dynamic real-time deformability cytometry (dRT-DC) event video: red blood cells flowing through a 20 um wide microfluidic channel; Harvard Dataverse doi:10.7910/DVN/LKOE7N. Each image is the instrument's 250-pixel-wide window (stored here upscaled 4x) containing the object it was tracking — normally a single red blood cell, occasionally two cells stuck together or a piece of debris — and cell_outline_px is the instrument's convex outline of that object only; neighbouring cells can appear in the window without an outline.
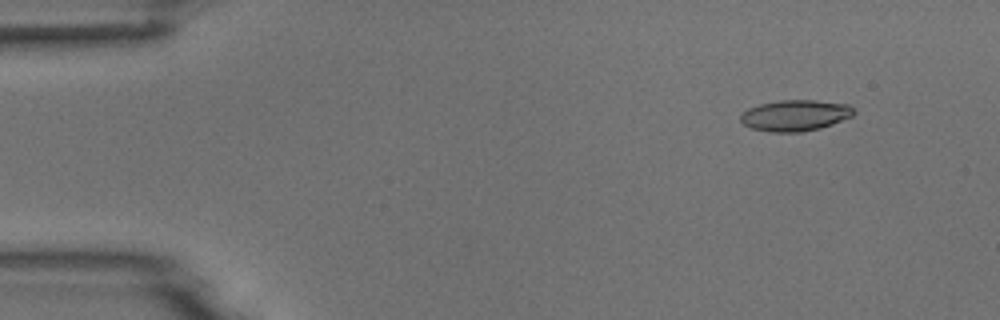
{"species": "common noctule bat (a hibernating species)", "species_latin": "Nyctalus noctula", "temperature_condition": "room temperature", "stored_images_in_passage": 11, "camera_frame_rate_fps": 3000, "um_per_image_px": 0.085, "animal": {"sex": "male", "body_mass_g": 18.8}, "frame": {"image": 1, "passage_image": 2, "time_ms": 1.0, "image_size_px": [1000, 320], "cell_outline_px": [[856, 112], [852, 116], [832, 124], [820, 128], [800, 132], [772, 132], [752, 128], [744, 124], [740, 120], [740, 116], [748, 108], [760, 104], [780, 100], [816, 100], [848, 104]], "centroid_in_image_um": [67.6, 9.8], "position_along_channel_um": 17.4, "area_um2": 20.4}}
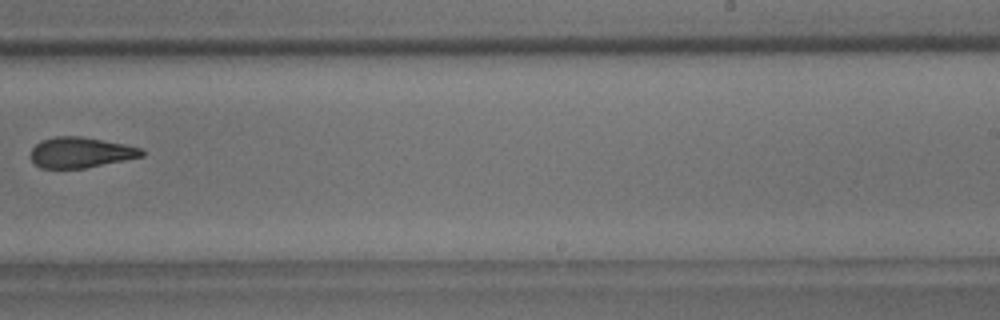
{"frame": {"image": 2, "passage_image": 10, "time_ms": 10.333, "image_size_px": [1000, 320], "cell_outline_px": [[144, 156], [84, 168], [40, 168], [28, 156], [32, 148], [40, 140], [56, 136], [80, 136], [124, 144], [140, 148], [144, 152]], "centroid_in_image_um": [6.8, 12.96], "position_along_channel_um": 282.2, "area_um2": 19.71}}
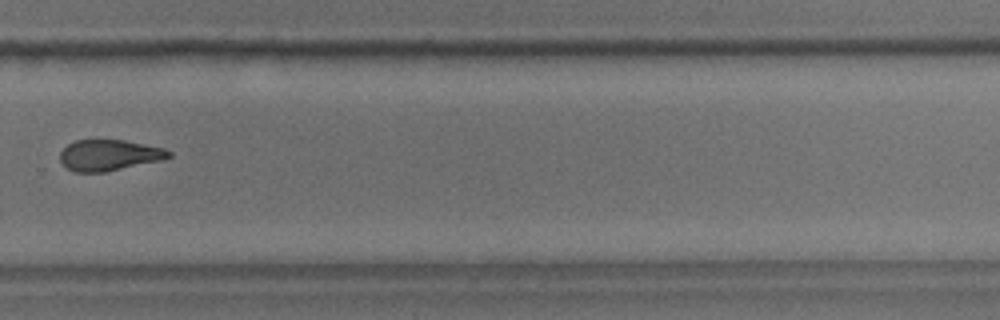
{"frame": {"image": 3, "passage_image": 11, "time_ms": 11.333, "image_size_px": [1000, 320], "cell_outline_px": [[172, 156], [160, 160], [104, 172], [72, 172], [60, 160], [60, 152], [68, 144], [76, 140], [124, 140], [164, 148], [172, 152]], "centroid_in_image_um": [9.26, 13.18], "position_along_channel_um": 320.5, "area_um2": 19.42}}